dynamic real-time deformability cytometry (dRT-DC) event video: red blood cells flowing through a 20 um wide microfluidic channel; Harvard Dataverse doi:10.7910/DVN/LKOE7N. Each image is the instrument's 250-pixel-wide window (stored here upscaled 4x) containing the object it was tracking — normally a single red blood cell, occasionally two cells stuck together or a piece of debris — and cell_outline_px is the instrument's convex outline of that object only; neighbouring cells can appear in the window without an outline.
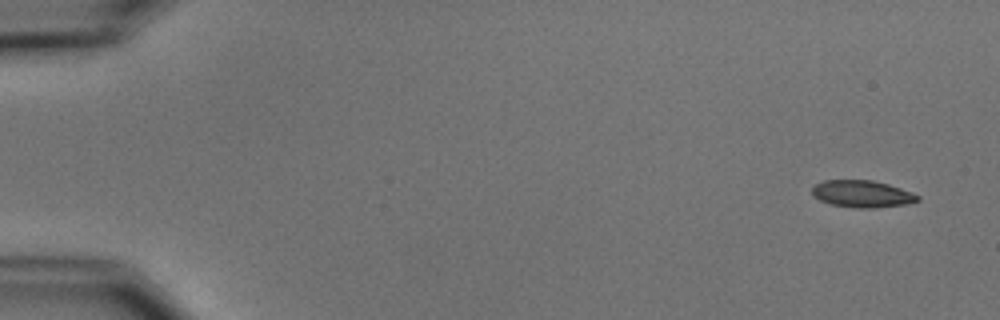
{"species": "common noctule bat (a hibernating species)", "species_latin": "Nyctalus noctula", "temperature_condition": "cold", "stored_images_in_passage": 6, "camera_frame_rate_fps": 3000, "um_per_image_px": 0.085, "animal": {"sex": "male", "body_mass_g": 15.6}, "frame": {"image": 1, "passage_image": 1, "time_ms": 0.0, "image_size_px": [1000, 320], "cell_outline_px": [[920, 200], [908, 204], [876, 208], [856, 208], [832, 204], [820, 200], [812, 196], [812, 188], [816, 184], [824, 180], [872, 180], [888, 184], [912, 192], [920, 196]], "centroid_in_image_um": [73.3, 16.48], "position_along_channel_um": 11.7, "area_um2": 16.7}}